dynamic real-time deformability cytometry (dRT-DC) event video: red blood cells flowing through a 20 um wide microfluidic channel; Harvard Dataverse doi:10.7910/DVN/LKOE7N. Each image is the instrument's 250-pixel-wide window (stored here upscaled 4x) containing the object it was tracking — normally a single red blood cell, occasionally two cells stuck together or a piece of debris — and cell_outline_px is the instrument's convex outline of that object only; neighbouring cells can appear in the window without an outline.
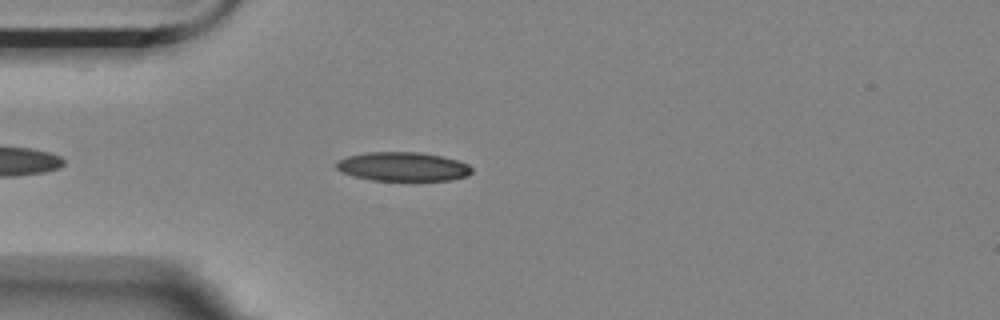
{"species": "Egyptian fruit bat (a non-hibernating species)", "species_latin": "Rousettus aegyptiacus", "temperature_condition": "room temperature", "stored_images_in_passage": 3, "camera_frame_rate_fps": 3000, "um_per_image_px": 0.085, "animal": {"sex": "female"}, "frame": {"image": 1, "passage_image": 2, "time_ms": 1.0, "image_size_px": [1000, 320], "cell_outline_px": [[472, 172], [468, 176], [448, 180], [372, 180], [352, 176], [340, 172], [336, 168], [336, 160], [348, 156], [368, 152], [420, 152], [444, 156], [468, 164], [472, 168]], "centroid_in_image_um": [34.22, 14.16], "position_along_channel_um": 50.8, "area_um2": 23.0}}